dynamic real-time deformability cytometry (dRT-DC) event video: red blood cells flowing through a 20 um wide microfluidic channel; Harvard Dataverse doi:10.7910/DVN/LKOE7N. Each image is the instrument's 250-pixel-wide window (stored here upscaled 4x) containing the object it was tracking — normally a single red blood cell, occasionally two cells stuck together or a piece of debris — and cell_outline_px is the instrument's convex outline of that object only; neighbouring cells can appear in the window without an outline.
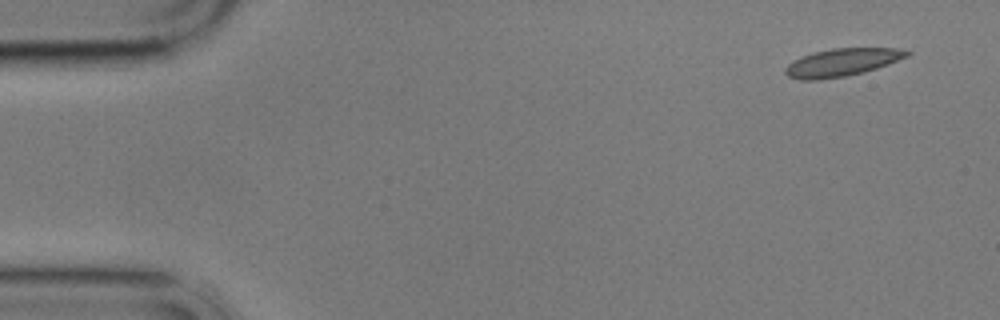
{"species": "common noctule bat (a hibernating species)", "species_latin": "Nyctalus noctula", "temperature_condition": "cold", "stored_images_in_passage": 7, "camera_frame_rate_fps": 3000, "um_per_image_px": 0.085, "animal": {"sex": "male", "body_mass_g": 17.9}, "frame": {"image": 1, "passage_image": 1, "time_ms": 0.0, "image_size_px": [1000, 320], "cell_outline_px": [[912, 52], [908, 56], [888, 64], [864, 72], [844, 76], [816, 80], [800, 80], [788, 76], [784, 72], [784, 68], [792, 60], [812, 52], [832, 48], [896, 48]], "centroid_in_image_um": [71.52, 5.3], "position_along_channel_um": 13.5, "area_um2": 19.65}}
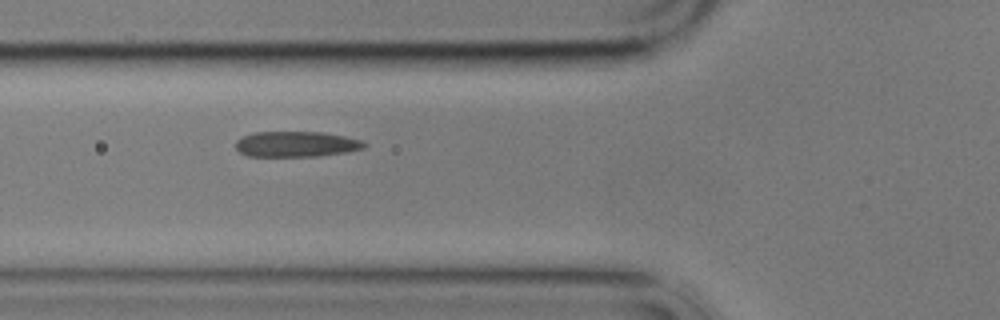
{"frame": {"image": 2, "passage_image": 5, "time_ms": 5.667, "image_size_px": [1000, 320], "cell_outline_px": [[368, 144], [364, 148], [344, 152], [320, 156], [248, 156], [240, 152], [236, 148], [236, 140], [244, 136], [256, 132], [320, 132], [344, 136], [364, 140]], "centroid_in_image_um": [25.21, 12.25], "position_along_channel_um": 100.6, "area_um2": 19.07}}
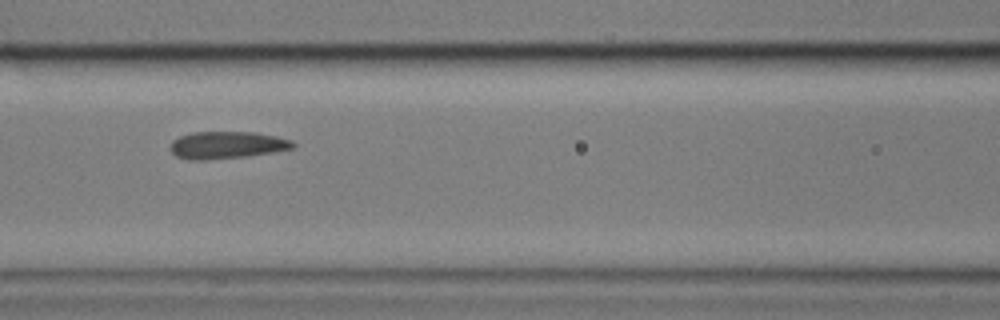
{"frame": {"image": 3, "passage_image": 6, "time_ms": 7.0, "image_size_px": [1000, 320], "cell_outline_px": [[296, 144], [292, 148], [272, 152], [248, 156], [204, 160], [188, 160], [176, 156], [168, 148], [172, 140], [180, 136], [192, 132], [252, 132], [276, 136], [292, 140]], "centroid_in_image_um": [19.24, 12.33], "position_along_channel_um": 147.4, "area_um2": 19.54}}